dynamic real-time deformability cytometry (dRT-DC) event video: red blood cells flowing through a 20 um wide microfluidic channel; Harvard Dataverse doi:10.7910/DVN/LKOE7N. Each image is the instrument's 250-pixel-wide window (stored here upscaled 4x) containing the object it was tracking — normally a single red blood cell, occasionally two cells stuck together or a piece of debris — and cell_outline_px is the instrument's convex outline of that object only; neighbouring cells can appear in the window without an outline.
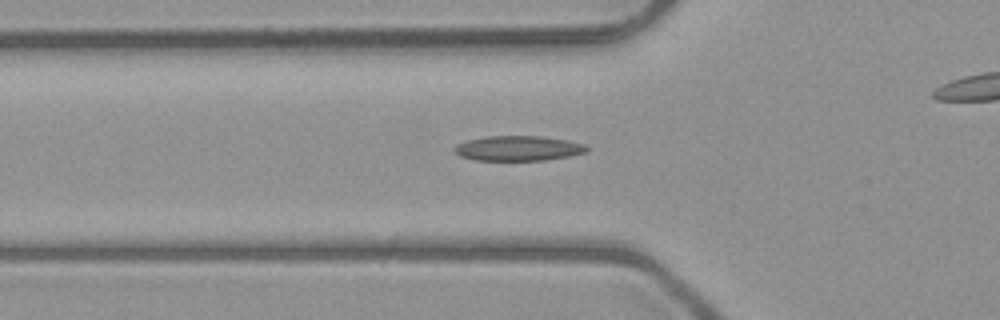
{"species": "common noctule bat (a hibernating species)", "species_latin": "Nyctalus noctula", "temperature_condition": "room temperature", "stored_images_in_passage": 35, "camera_frame_rate_fps": 3000, "um_per_image_px": 0.085, "animal": {"sex": "male", "body_mass_g": 23.1, "forearm_length_mm": 52.7}, "frame": {"image": 1, "passage_image": 7, "time_ms": 2.0, "image_size_px": [1000, 320], "cell_outline_px": [[588, 152], [568, 156], [544, 160], [476, 160], [460, 156], [452, 148], [456, 144], [464, 140], [484, 136], [540, 136], [568, 140], [584, 144], [588, 148]], "centroid_in_image_um": [44.01, 12.59], "position_along_channel_um": 81.8, "area_um2": 19.36}}
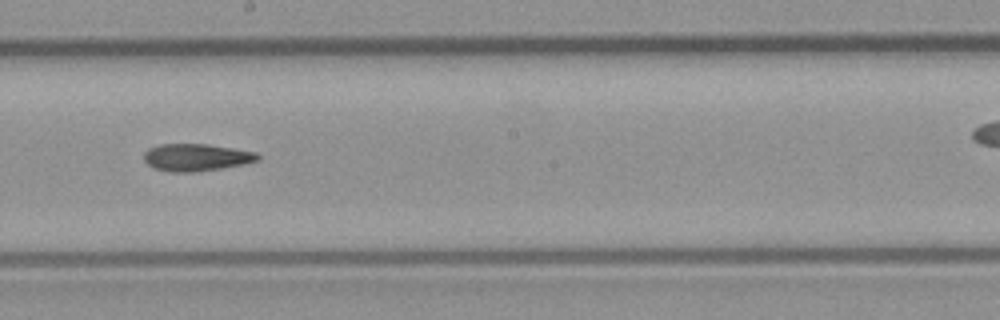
{"frame": {"image": 2, "passage_image": 18, "time_ms": 5.667, "image_size_px": [1000, 320], "cell_outline_px": [[260, 160], [244, 164], [196, 172], [172, 172], [152, 168], [144, 160], [144, 152], [148, 148], [160, 144], [208, 144], [256, 152], [260, 156]], "centroid_in_image_um": [16.67, 13.37], "position_along_channel_um": 231.5, "area_um2": 18.15}}
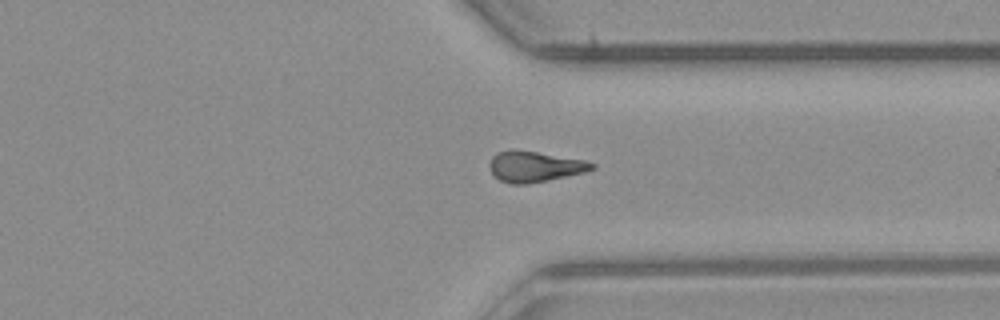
{"frame": {"image": 3, "passage_image": 28, "time_ms": 9.0, "image_size_px": [1000, 320], "cell_outline_px": [[596, 168], [584, 172], [548, 180], [524, 184], [508, 184], [500, 180], [492, 172], [488, 164], [492, 156], [500, 152], [512, 148], [516, 148], [584, 160], [596, 164]], "centroid_in_image_um": [45.43, 14.14], "position_along_channel_um": 366.0, "area_um2": 18.38}}